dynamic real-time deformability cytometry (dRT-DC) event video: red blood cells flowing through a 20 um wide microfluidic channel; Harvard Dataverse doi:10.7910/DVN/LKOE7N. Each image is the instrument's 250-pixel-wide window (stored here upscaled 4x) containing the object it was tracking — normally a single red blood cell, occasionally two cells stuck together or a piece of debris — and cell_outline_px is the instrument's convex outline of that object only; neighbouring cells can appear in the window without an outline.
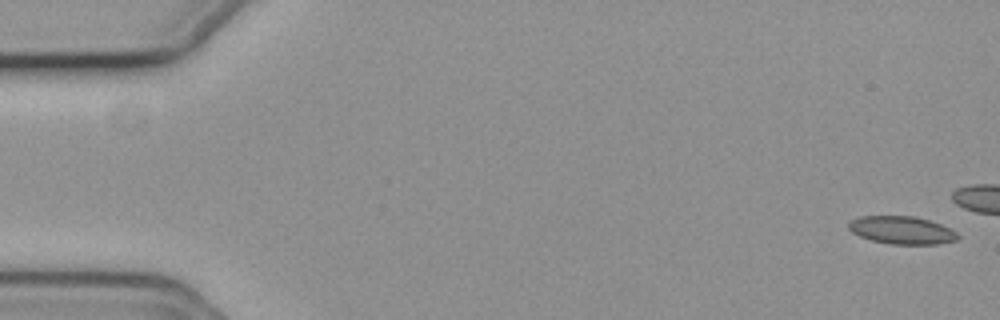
{"species": "common noctule bat (a hibernating species)", "species_latin": "Nyctalus noctula", "temperature_condition": "cold", "stored_images_in_passage": 17, "camera_frame_rate_fps": 3000, "um_per_image_px": 0.085, "animal": {"sex": "female", "body_mass_g": 19.3, "forearm_length_mm": 54.1}, "frame": {"image": 1, "passage_image": 1, "time_ms": 0.0, "image_size_px": [1000, 320], "cell_outline_px": [[960, 236], [956, 240], [936, 244], [888, 244], [872, 240], [860, 236], [852, 232], [848, 228], [848, 224], [852, 220], [860, 216], [912, 216], [928, 220], [940, 224], [956, 232]], "centroid_in_image_um": [76.64, 19.57], "position_along_channel_um": 8.4, "area_um2": 17.51}}